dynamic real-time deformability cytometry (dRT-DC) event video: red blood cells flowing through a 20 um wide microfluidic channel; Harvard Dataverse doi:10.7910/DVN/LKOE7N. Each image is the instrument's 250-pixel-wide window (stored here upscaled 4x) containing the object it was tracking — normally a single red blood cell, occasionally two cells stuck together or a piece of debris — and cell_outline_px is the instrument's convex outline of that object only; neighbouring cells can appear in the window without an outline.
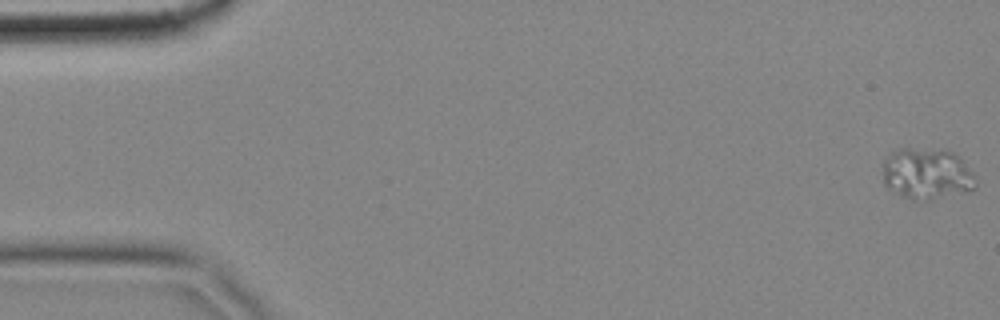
{"species": "common noctule bat (a hibernating species)", "species_latin": "Nyctalus noctula", "temperature_condition": "cold", "stored_images_in_passage": 58, "camera_frame_rate_fps": 3000, "um_per_image_px": 0.085, "animal": {"sex": "female", "body_mass_g": 18.4}, "frame": {"image": 1, "passage_image": 1, "time_ms": 0.0, "image_size_px": [1000, 320], "cell_outline_px": [[976, 184], [968, 192], [916, 200], [900, 196], [888, 188], [884, 184], [884, 160], [892, 152], [900, 148], [908, 148], [952, 152], [976, 176]], "centroid_in_image_um": [78.75, 14.78], "position_along_channel_um": 6.2, "area_um2": 27.05}}
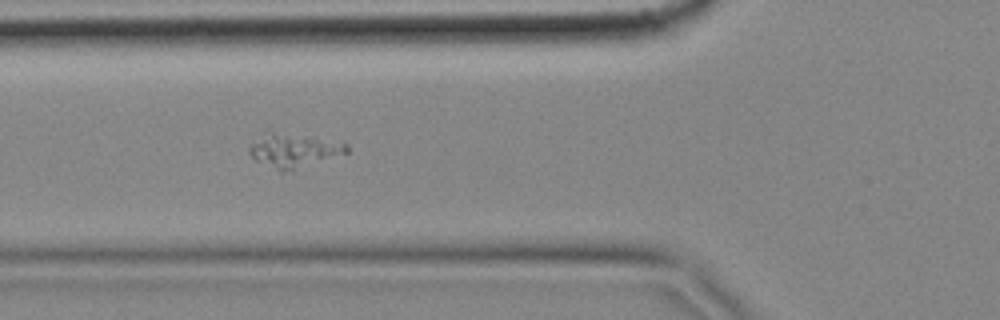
{"frame": {"image": 2, "passage_image": 21, "time_ms": 6.667, "image_size_px": [1000, 320], "cell_outline_px": [[348, 152], [280, 172], [256, 160], [248, 152], [248, 148], [252, 140], [272, 132], [348, 144]], "centroid_in_image_um": [24.86, 12.8], "position_along_channel_um": 100.9, "area_um2": 17.8}}
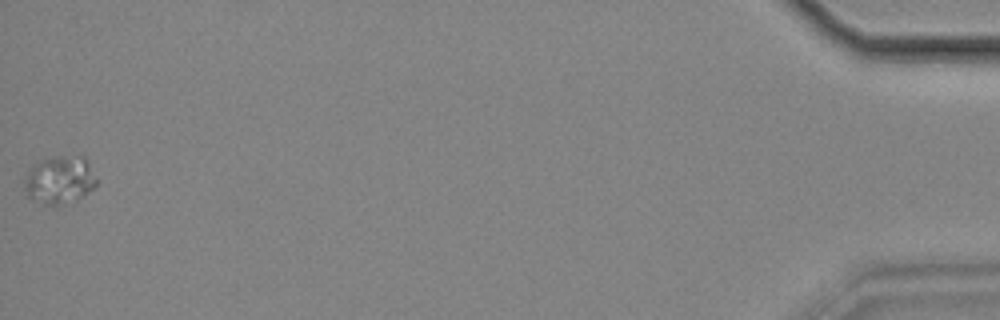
{"frame": {"image": 3, "passage_image": 58, "time_ms": 19.0, "image_size_px": [1000, 320], "cell_outline_px": [[96, 184], [88, 192], [76, 200], [64, 204], [44, 204], [32, 200], [28, 196], [24, 184], [24, 180], [28, 168], [32, 164], [40, 160], [56, 156], [84, 156], [88, 160], [96, 180]], "centroid_in_image_um": [5.04, 15.27], "position_along_channel_um": 430.2, "area_um2": 20.17}}